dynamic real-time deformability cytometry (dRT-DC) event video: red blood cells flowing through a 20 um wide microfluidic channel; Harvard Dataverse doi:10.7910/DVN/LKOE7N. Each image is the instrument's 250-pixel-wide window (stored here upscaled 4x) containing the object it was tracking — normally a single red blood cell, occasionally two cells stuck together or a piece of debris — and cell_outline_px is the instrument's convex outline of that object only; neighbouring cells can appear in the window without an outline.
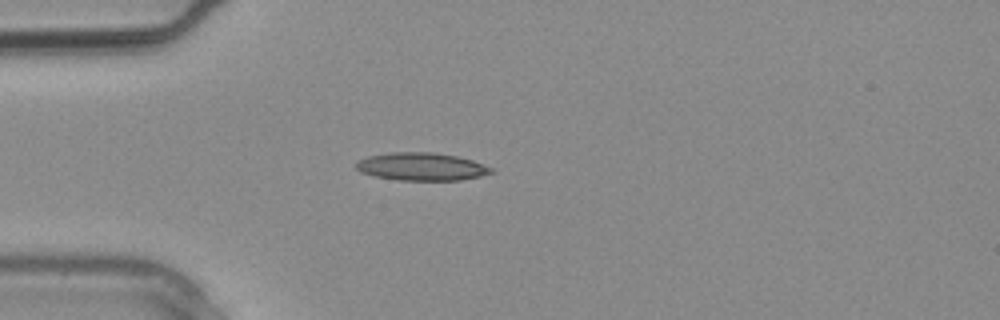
{"species": "common noctule bat (a hibernating species)", "species_latin": "Nyctalus noctula", "temperature_condition": "warm", "stored_images_in_passage": 1, "camera_frame_rate_fps": 3000, "um_per_image_px": 0.085, "animal": {"sex": "male", "body_mass_g": 20.4}, "frame": {"image": 1, "passage_image": 1, "time_ms": 0.0, "image_size_px": [1000, 320], "cell_outline_px": [[496, 172], [480, 176], [460, 180], [396, 180], [376, 176], [360, 172], [356, 168], [356, 164], [360, 160], [368, 156], [392, 152], [432, 152], [456, 156], [472, 160], [492, 168]], "centroid_in_image_um": [35.84, 14.16], "position_along_channel_um": 49.2, "area_um2": 21.79}}